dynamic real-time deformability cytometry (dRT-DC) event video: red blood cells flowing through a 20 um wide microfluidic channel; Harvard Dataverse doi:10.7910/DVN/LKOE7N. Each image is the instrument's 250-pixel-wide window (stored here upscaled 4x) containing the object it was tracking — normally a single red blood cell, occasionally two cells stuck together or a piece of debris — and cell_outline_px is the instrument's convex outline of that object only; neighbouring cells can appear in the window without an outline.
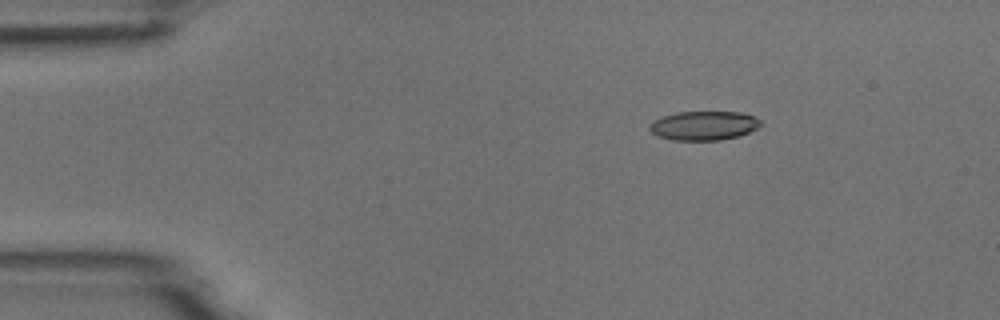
{"species": "common noctule bat (a hibernating species)", "species_latin": "Nyctalus noctula", "temperature_condition": "room temperature", "stored_images_in_passage": 5, "camera_frame_rate_fps": 3000, "um_per_image_px": 0.085, "animal": {"sex": "male", "body_mass_g": 18.8}, "frame": {"image": 1, "passage_image": 3, "time_ms": 2.333, "image_size_px": [1000, 320], "cell_outline_px": [[764, 124], [740, 136], [720, 140], [672, 140], [656, 136], [648, 128], [648, 124], [652, 120], [660, 116], [676, 112], [740, 112], [752, 116], [760, 120]], "centroid_in_image_um": [59.77, 10.68], "position_along_channel_um": 25.2, "area_um2": 19.07}}
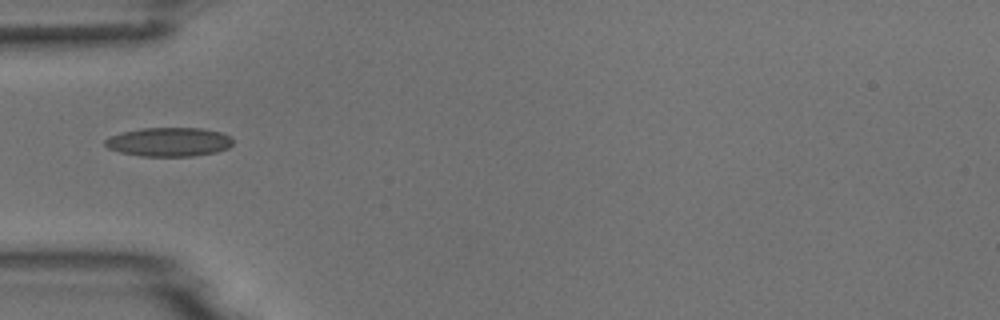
{"frame": {"image": 2, "passage_image": 5, "time_ms": 5.333, "image_size_px": [1000, 320], "cell_outline_px": [[232, 144], [228, 148], [216, 152], [192, 156], [140, 156], [120, 152], [108, 148], [104, 144], [104, 140], [108, 136], [120, 132], [140, 128], [204, 128], [220, 132], [232, 136]], "centroid_in_image_um": [14.34, 12.05], "position_along_channel_um": 70.7, "area_um2": 21.79}}